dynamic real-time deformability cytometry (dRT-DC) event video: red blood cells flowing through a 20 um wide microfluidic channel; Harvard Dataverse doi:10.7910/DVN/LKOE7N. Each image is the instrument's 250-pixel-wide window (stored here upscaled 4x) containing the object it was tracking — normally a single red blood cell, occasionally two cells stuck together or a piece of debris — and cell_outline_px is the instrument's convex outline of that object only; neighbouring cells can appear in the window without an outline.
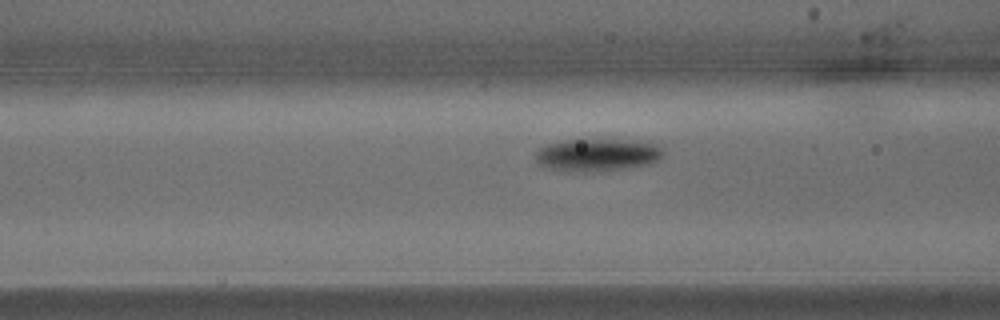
{"species": "common noctule bat (a hibernating species)", "species_latin": "Nyctalus noctula", "temperature_condition": "warm", "stored_images_in_passage": 3, "camera_frame_rate_fps": 3000, "um_per_image_px": 0.085, "animal": {"sex": "male", "body_mass_g": 15.6}, "frame": {"image": 1, "passage_image": 3, "time_ms": 0.667, "image_size_px": [1000, 320], "cell_outline_px": [[664, 152], [656, 160], [648, 164], [624, 168], [592, 172], [560, 172], [544, 168], [536, 164], [536, 152], [540, 148], [548, 144], [564, 140], [616, 140], [656, 144]], "centroid_in_image_um": [50.64, 13.2], "position_along_channel_um": 116.0, "area_um2": 24.1}}